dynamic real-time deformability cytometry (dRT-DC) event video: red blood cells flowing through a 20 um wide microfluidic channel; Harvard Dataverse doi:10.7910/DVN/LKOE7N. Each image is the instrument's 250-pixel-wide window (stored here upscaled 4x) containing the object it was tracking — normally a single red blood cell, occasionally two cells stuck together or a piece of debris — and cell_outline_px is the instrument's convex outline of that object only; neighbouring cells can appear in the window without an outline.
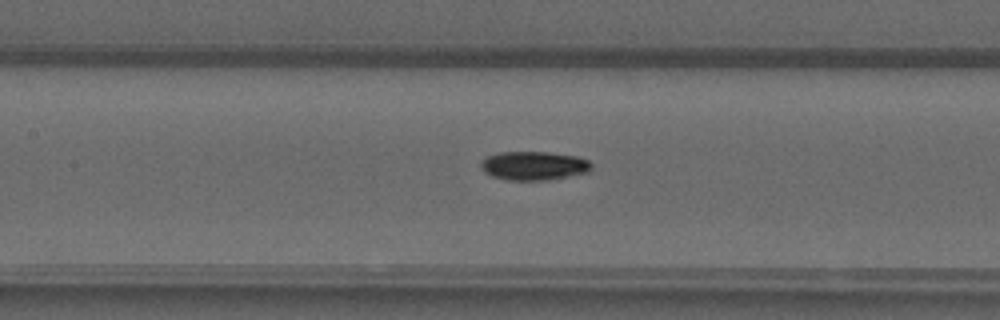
{"species": "common noctule bat (a hibernating species)", "species_latin": "Nyctalus noctula", "temperature_condition": "warm", "stored_images_in_passage": 51, "camera_frame_rate_fps": 3000, "um_per_image_px": 0.085, "animal": {"sex": "male", "forearm_length_mm": 52.5}, "frame": {"image": 1, "passage_image": 24, "time_ms": 7.667, "image_size_px": [1000, 320], "cell_outline_px": [[592, 168], [588, 172], [548, 180], [508, 180], [492, 176], [484, 172], [480, 168], [480, 164], [488, 156], [500, 152], [548, 152], [576, 156], [588, 160], [592, 164]], "centroid_in_image_um": [45.38, 14.09], "position_along_channel_um": 162.0, "area_um2": 18.5}}
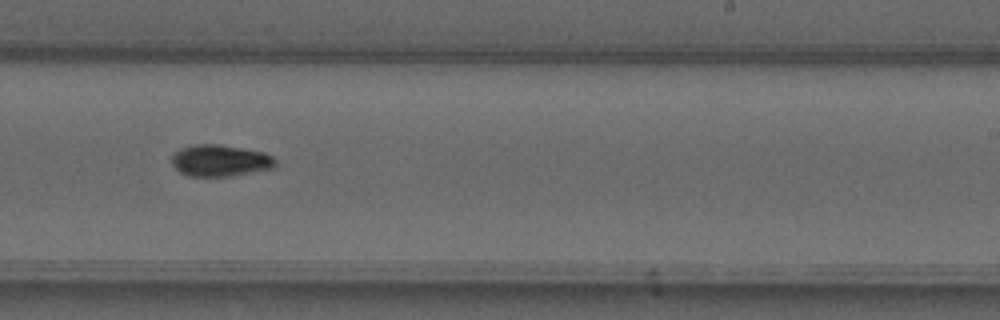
{"frame": {"image": 2, "passage_image": 32, "time_ms": 10.333, "image_size_px": [1000, 320], "cell_outline_px": [[276, 164], [272, 168], [232, 176], [188, 176], [180, 172], [172, 164], [172, 156], [180, 148], [192, 144], [220, 144], [264, 152], [272, 156], [276, 160]], "centroid_in_image_um": [18.7, 13.64], "position_along_channel_um": 270.3, "area_um2": 19.13}}
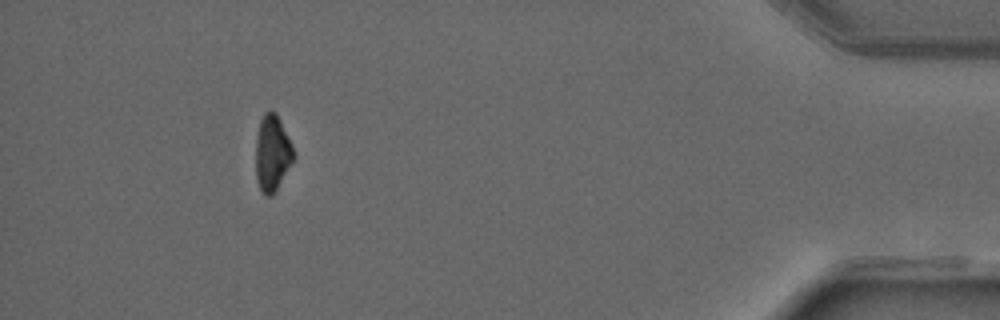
{"frame": {"image": 3, "passage_image": 47, "time_ms": 15.333, "image_size_px": [1000, 320], "cell_outline_px": [[296, 156], [272, 196], [264, 196], [260, 188], [256, 176], [256, 136], [260, 120], [264, 112], [268, 108], [272, 108], [276, 112], [288, 136]], "centroid_in_image_um": [23.14, 12.97], "position_along_channel_um": 412.1, "area_um2": 16.94}, "authors_computed_cell_mechanics": {"area_um2": 17.1088, "velocity_mm_per_s": 4.0765, "shape_relaxation_time_tau1_ms": 4.0016, "shape_relaxation_time_tau2_ms": 7.8432, "deformation_change_tau1": 0.1434, "deformation_change_tau2": 0.1158}}